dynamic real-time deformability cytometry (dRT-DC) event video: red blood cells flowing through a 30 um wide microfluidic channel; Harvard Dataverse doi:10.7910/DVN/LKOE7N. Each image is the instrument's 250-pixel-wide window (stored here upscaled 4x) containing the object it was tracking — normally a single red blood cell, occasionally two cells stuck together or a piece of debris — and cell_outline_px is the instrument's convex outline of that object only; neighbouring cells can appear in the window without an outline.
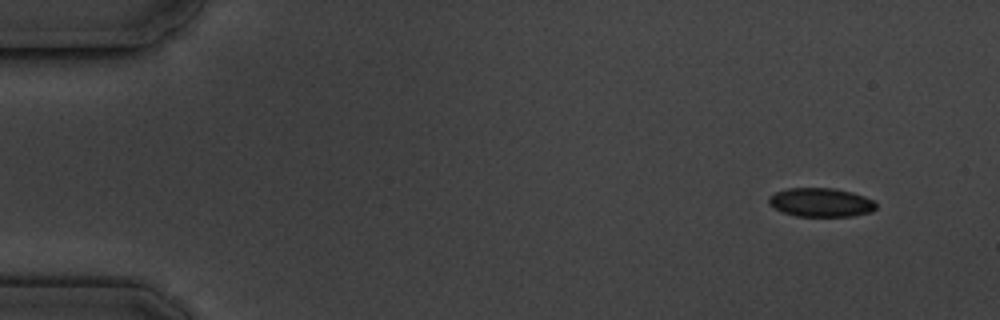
{"species": "common noctule bat (a hibernating species)", "species_latin": "Nyctalus noctula", "temperature_condition": "cold", "stored_images_in_passage": 7, "camera_frame_rate_fps": 3000, "um_per_image_px": 0.085, "animal": {"sex": "male", "body_mass_g": 19.5, "forearm_length_mm": 54.6}, "frame": {"image": 1, "passage_image": 1, "time_ms": 0.0, "image_size_px": [1000, 320], "cell_outline_px": [[876, 208], [872, 212], [852, 216], [796, 216], [784, 212], [768, 204], [768, 196], [776, 192], [788, 188], [836, 188], [852, 192], [864, 196], [872, 200], [876, 204]], "centroid_in_image_um": [69.78, 17.2], "position_along_channel_um": 15.2, "area_um2": 18.03}}
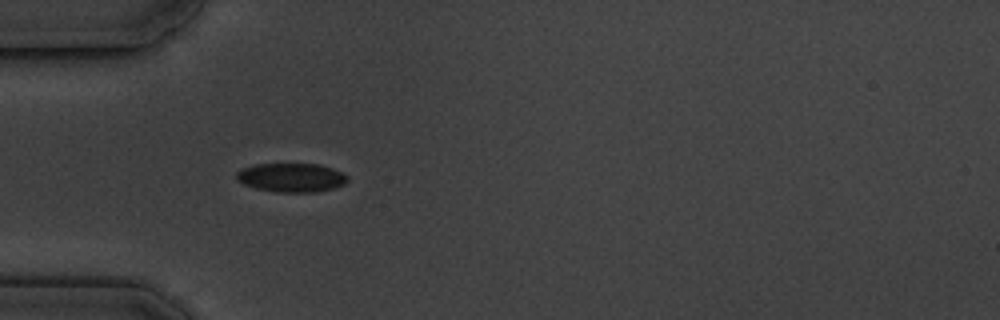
{"frame": {"image": 2, "passage_image": 5, "time_ms": 4.333, "image_size_px": [1000, 320], "cell_outline_px": [[348, 180], [344, 184], [332, 188], [316, 192], [276, 192], [256, 188], [244, 184], [236, 180], [236, 172], [252, 164], [320, 164], [332, 168], [348, 176]], "centroid_in_image_um": [24.75, 15.09], "position_along_channel_um": 60.3, "area_um2": 18.67}}